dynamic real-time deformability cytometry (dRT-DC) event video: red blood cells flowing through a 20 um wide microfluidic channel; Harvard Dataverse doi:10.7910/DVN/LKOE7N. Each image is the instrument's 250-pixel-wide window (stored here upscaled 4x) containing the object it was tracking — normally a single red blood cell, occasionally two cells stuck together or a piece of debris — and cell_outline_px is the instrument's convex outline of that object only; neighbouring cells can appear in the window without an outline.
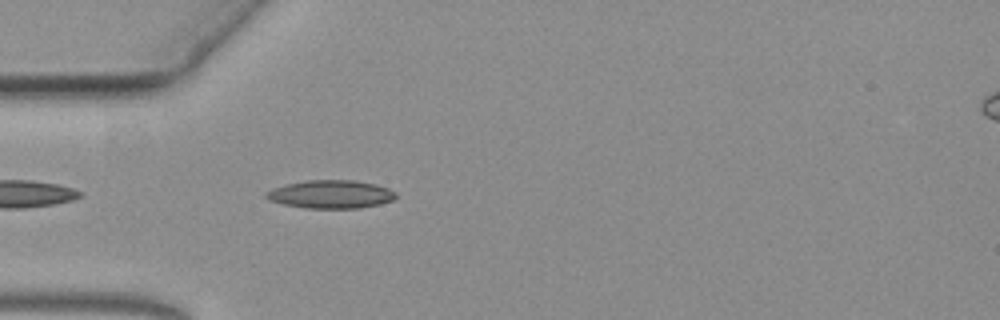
{"species": "common noctule bat (a hibernating species)", "species_latin": "Nyctalus noctula", "temperature_condition": "warm", "stored_images_in_passage": 42, "camera_frame_rate_fps": 3000, "um_per_image_px": 0.085, "animal": {"sex": "female", "body_mass_g": 19.3, "forearm_length_mm": 54.1}, "frame": {"image": 1, "passage_image": 3, "time_ms": 0.667, "image_size_px": [1000, 320], "cell_outline_px": [[396, 196], [392, 200], [380, 204], [360, 208], [304, 208], [284, 204], [268, 200], [264, 196], [272, 188], [288, 184], [308, 180], [356, 180], [376, 184], [388, 188], [396, 192]], "centroid_in_image_um": [28.14, 16.51], "position_along_channel_um": 56.9, "area_um2": 21.27}}
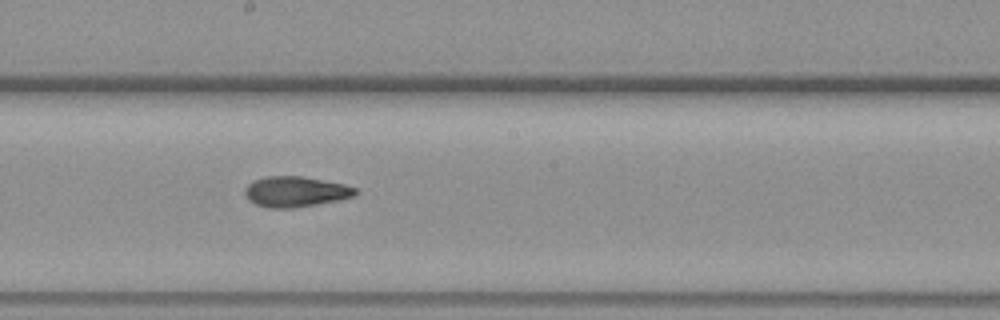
{"frame": {"image": 2, "passage_image": 18, "time_ms": 5.667, "image_size_px": [1000, 320], "cell_outline_px": [[360, 192], [356, 196], [296, 208], [268, 208], [256, 204], [248, 200], [244, 192], [244, 188], [248, 184], [256, 180], [268, 176], [304, 176], [344, 184], [356, 188]], "centroid_in_image_um": [25.14, 16.29], "position_along_channel_um": 223.1, "area_um2": 19.71}}
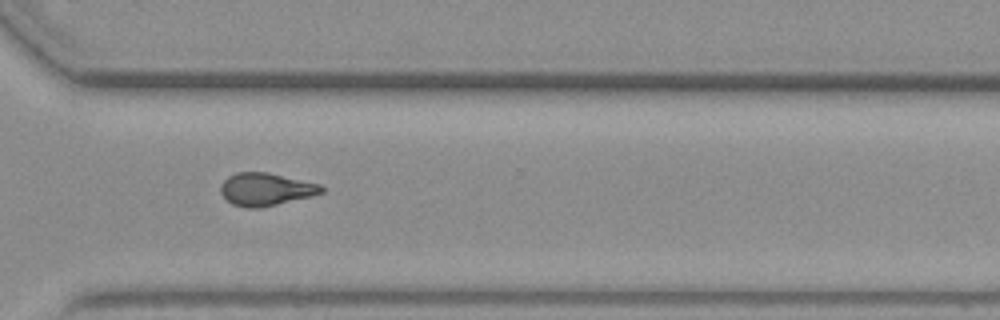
{"frame": {"image": 3, "passage_image": 29, "time_ms": 9.333, "image_size_px": [1000, 320], "cell_outline_px": [[324, 192], [312, 196], [260, 208], [244, 208], [232, 204], [220, 192], [220, 184], [228, 176], [236, 172], [268, 172], [320, 184], [324, 188]], "centroid_in_image_um": [22.58, 16.09], "position_along_channel_um": 348.0, "area_um2": 19.31}}